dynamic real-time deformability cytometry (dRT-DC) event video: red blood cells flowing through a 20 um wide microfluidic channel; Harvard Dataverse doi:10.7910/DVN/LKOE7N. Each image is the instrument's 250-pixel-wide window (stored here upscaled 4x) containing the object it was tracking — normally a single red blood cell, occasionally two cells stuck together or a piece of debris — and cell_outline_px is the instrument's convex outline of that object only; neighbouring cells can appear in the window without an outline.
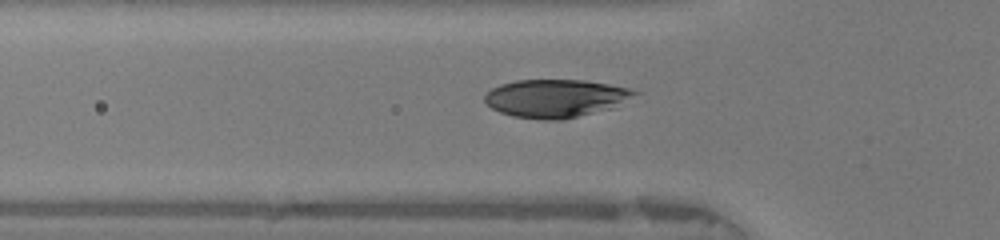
{"species": "human", "species_latin": "Homo sapiens", "temperature_condition": "warm", "stored_images_in_passage": 48, "camera_frame_rate_fps": 3000, "um_per_image_px": 0.085, "donor": {"sex": "female"}, "frame": {"image": 1, "passage_image": 15, "time_ms": 4.667, "image_size_px": [1000, 240], "cell_outline_px": [[640, 92], [612, 108], [560, 120], [544, 120], [512, 116], [500, 112], [492, 108], [484, 100], [484, 96], [492, 88], [500, 84], [516, 80], [588, 80], [628, 88]], "centroid_in_image_um": [47.2, 8.35], "position_along_channel_um": 78.6, "area_um2": 33.0}}
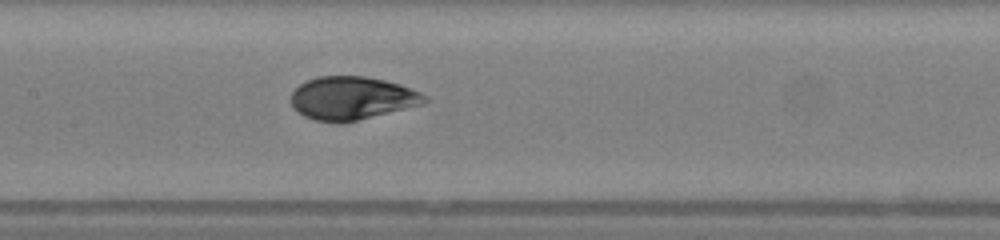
{"frame": {"image": 2, "passage_image": 22, "time_ms": 7.0, "image_size_px": [1000, 240], "cell_outline_px": [[428, 100], [420, 104], [344, 124], [336, 124], [316, 120], [304, 116], [296, 112], [292, 104], [292, 92], [300, 84], [308, 80], [320, 76], [364, 76], [384, 80], [400, 84], [420, 92], [428, 96]], "centroid_in_image_um": [29.89, 8.36], "position_along_channel_um": 177.5, "area_um2": 33.58}}
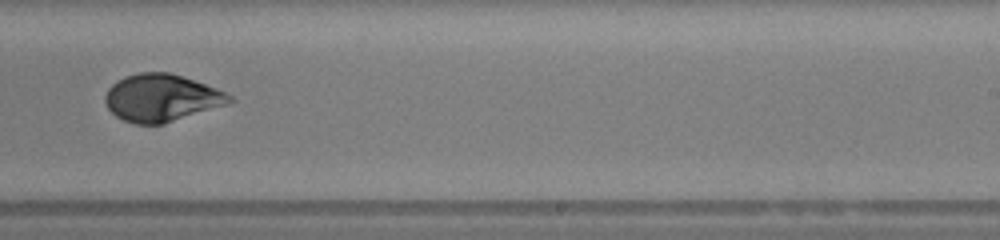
{"frame": {"image": 3, "passage_image": 29, "time_ms": 9.333, "image_size_px": [1000, 240], "cell_outline_px": [[236, 100], [232, 104], [164, 124], [136, 124], [124, 120], [116, 116], [108, 108], [104, 100], [104, 96], [108, 88], [116, 80], [124, 76], [140, 72], [168, 72], [216, 88], [232, 96]], "centroid_in_image_um": [13.75, 8.33], "position_along_channel_um": 275.2, "area_um2": 34.56}, "authors_computed_cell_mechanics": {"area_um2": 34.4199, "velocity_mm_per_s": 4.1993, "shape_relaxation_time_tau1_ms": 5.1986, "shape_relaxation_time_tau2_ms": null, "deformation_change_tau1": 0.1683, "deformation_change_tau2": null}}